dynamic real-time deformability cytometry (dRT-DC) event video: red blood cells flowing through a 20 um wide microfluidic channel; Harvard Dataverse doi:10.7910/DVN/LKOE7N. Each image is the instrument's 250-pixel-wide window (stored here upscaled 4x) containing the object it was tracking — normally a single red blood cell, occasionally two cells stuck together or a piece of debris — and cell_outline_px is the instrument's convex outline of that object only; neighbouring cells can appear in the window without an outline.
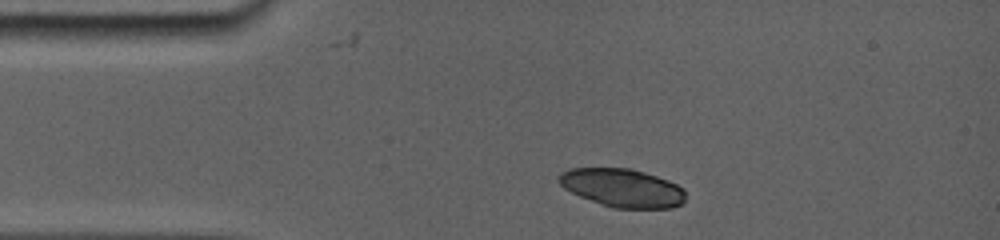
{"species": "common noctule bat (a hibernating species)", "species_latin": "Nyctalus noctula", "temperature_condition": "room temperature", "stored_images_in_passage": 2, "camera_frame_rate_fps": 5000, "um_per_image_px": 0.085, "animal": {"sex": "female", "body_mass_g": 19.0, "forearm_length_mm": 56.7}, "frame": {"image": 1, "passage_image": 1, "time_ms": 0.0, "image_size_px": [1000, 240], "cell_outline_px": [[684, 204], [672, 208], [612, 208], [600, 204], [580, 196], [564, 188], [560, 184], [560, 172], [572, 168], [628, 168], [644, 172], [668, 180], [684, 188]], "centroid_in_image_um": [52.93, 15.98], "position_along_channel_um": 32.1, "area_um2": 28.21}}